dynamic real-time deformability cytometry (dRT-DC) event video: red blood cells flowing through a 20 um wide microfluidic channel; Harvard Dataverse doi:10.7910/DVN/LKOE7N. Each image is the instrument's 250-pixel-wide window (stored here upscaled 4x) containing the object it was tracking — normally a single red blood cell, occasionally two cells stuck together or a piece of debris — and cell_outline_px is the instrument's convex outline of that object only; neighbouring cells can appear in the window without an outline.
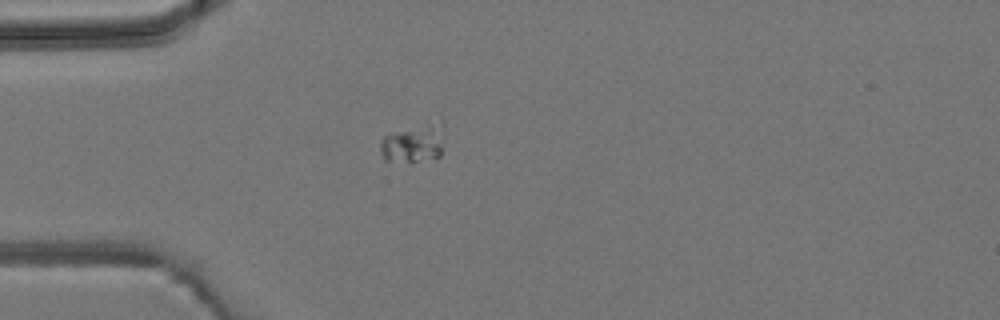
{"species": "common noctule bat (a hibernating species)", "species_latin": "Nyctalus noctula", "temperature_condition": "room temperature", "stored_images_in_passage": 1, "camera_frame_rate_fps": 3000, "um_per_image_px": 0.085, "animal": {"sex": "male", "body_mass_g": 19.2, "forearm_length_mm": 51.8}, "frame": {"image": 1, "passage_image": 1, "time_ms": 0.0, "image_size_px": [1000, 320], "cell_outline_px": [[440, 156], [416, 160], [384, 160], [380, 152], [380, 140], [384, 136], [392, 132], [428, 124], [436, 128], [440, 144]], "centroid_in_image_um": [34.94, 12.25], "position_along_channel_um": 50.1, "area_um2": 12.66}}